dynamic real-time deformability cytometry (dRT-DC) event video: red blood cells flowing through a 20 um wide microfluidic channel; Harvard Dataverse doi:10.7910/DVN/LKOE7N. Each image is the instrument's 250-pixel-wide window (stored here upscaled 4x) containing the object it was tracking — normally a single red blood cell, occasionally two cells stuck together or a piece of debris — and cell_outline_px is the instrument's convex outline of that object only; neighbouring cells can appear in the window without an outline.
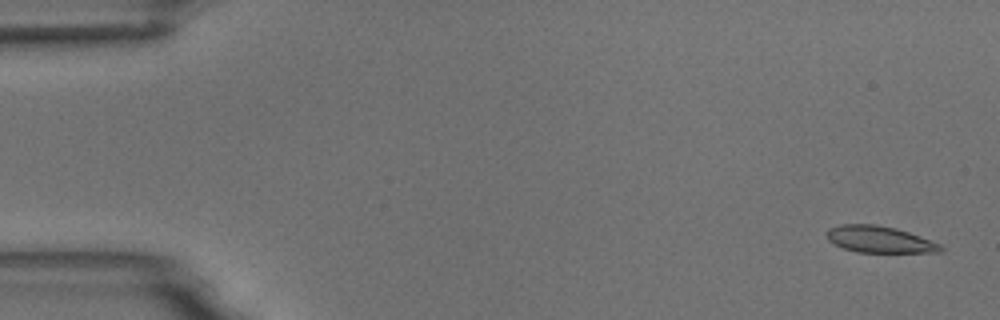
{"species": "common noctule bat (a hibernating species)", "species_latin": "Nyctalus noctula", "temperature_condition": "room temperature", "stored_images_in_passage": 5, "camera_frame_rate_fps": 3000, "um_per_image_px": 0.085, "animal": {"sex": "male", "body_mass_g": 18.8}, "frame": {"image": 1, "passage_image": 1, "time_ms": 0.0, "image_size_px": [1000, 320], "cell_outline_px": [[944, 252], [856, 252], [844, 248], [828, 240], [824, 232], [828, 228], [840, 224], [876, 224], [896, 228], [920, 236], [940, 244], [944, 248]], "centroid_in_image_um": [74.73, 20.34], "position_along_channel_um": 10.3, "area_um2": 17.74}}
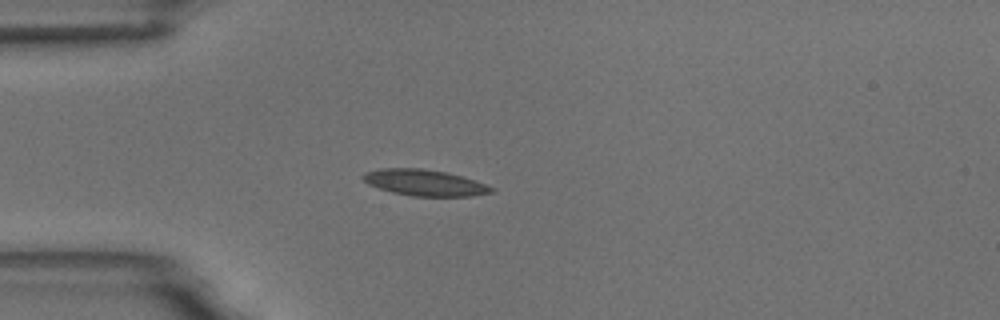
{"frame": {"image": 2, "passage_image": 5, "time_ms": 4.333, "image_size_px": [1000, 320], "cell_outline_px": [[496, 192], [472, 196], [412, 196], [392, 192], [368, 184], [360, 176], [364, 172], [380, 168], [424, 168], [448, 172], [496, 188]], "centroid_in_image_um": [36.09, 15.52], "position_along_channel_um": 48.9, "area_um2": 19.65}}